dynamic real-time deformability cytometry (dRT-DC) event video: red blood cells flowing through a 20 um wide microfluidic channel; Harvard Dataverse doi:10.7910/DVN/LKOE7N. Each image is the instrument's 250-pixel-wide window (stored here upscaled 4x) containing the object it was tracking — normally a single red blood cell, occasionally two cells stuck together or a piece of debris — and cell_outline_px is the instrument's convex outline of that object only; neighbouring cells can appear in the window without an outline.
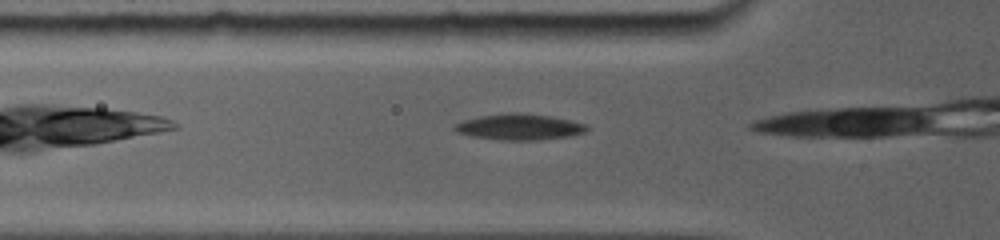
{"species": "common noctule bat (a hibernating species)", "species_latin": "Nyctalus noctula", "temperature_condition": "room temperature", "stored_images_in_passage": 7, "camera_frame_rate_fps": 5000, "um_per_image_px": 0.085, "animal": {"sex": "female", "body_mass_g": 19.0, "forearm_length_mm": 56.7}, "frame": {"image": 1, "passage_image": 2, "time_ms": 0.4, "image_size_px": [1000, 240], "cell_outline_px": [[588, 132], [572, 136], [540, 140], [500, 140], [472, 136], [456, 132], [452, 128], [452, 124], [464, 120], [480, 116], [504, 112], [520, 112], [548, 116], [568, 120], [584, 124], [588, 128]], "centroid_in_image_um": [44.11, 10.79], "position_along_channel_um": 81.7, "area_um2": 20.23}}
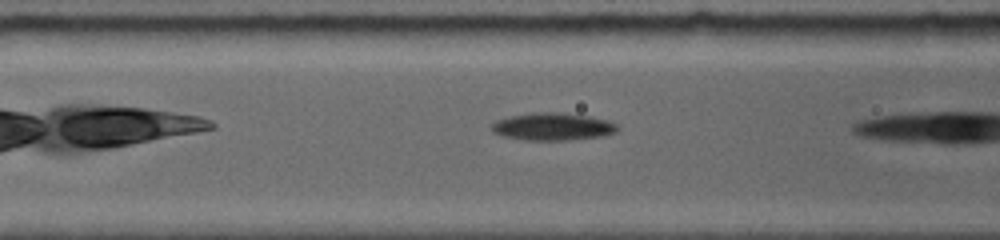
{"frame": {"image": 2, "passage_image": 5, "time_ms": 1.4, "image_size_px": [1000, 240], "cell_outline_px": [[620, 128], [616, 132], [604, 136], [568, 140], [524, 140], [504, 136], [492, 132], [492, 124], [496, 120], [508, 116], [536, 112], [560, 112], [588, 116], [608, 120], [616, 124]], "centroid_in_image_um": [46.99, 10.76], "position_along_channel_um": 119.6, "area_um2": 20.29}}